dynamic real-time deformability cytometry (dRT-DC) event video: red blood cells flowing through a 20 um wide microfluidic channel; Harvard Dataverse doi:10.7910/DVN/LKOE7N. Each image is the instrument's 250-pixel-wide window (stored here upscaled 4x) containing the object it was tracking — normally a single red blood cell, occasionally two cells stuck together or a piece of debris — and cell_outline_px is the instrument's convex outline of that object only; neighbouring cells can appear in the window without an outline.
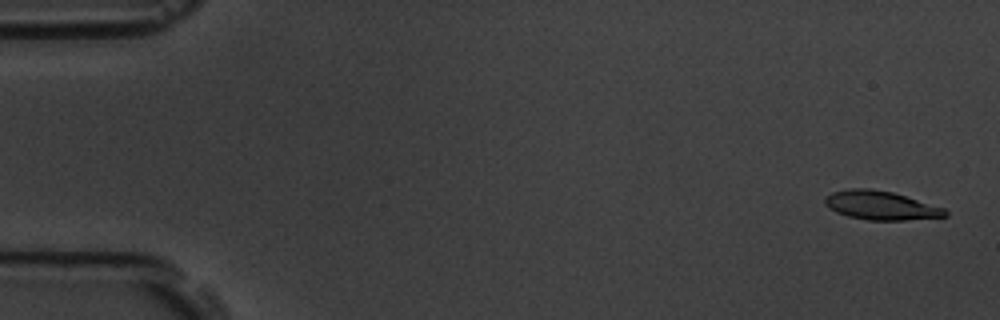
{"species": "common noctule bat (a hibernating species)", "species_latin": "Nyctalus noctula", "temperature_condition": "room temperature", "stored_images_in_passage": 5, "camera_frame_rate_fps": 3000, "um_per_image_px": 0.085, "animal": {"sex": "male", "body_mass_g": 19.5, "forearm_length_mm": 54.6}, "frame": {"image": 1, "passage_image": 1, "time_ms": 0.0, "image_size_px": [1000, 320], "cell_outline_px": [[948, 216], [904, 220], [868, 220], [848, 216], [836, 212], [828, 208], [824, 204], [824, 196], [832, 192], [848, 188], [868, 188], [892, 192], [944, 208], [948, 212]], "centroid_in_image_um": [74.81, 17.45], "position_along_channel_um": 10.2, "area_um2": 20.17}}
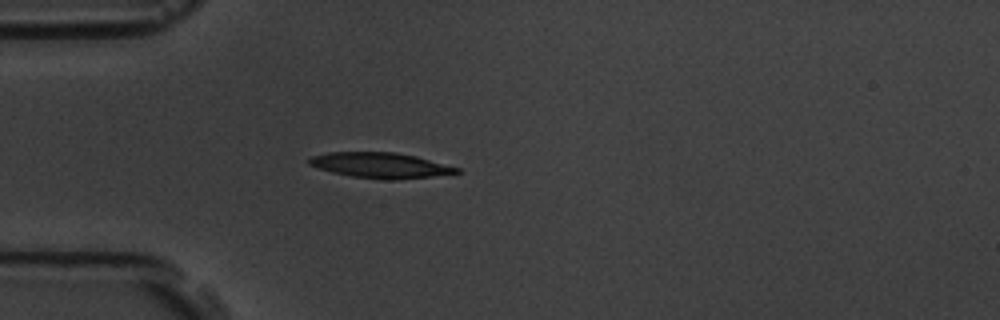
{"frame": {"image": 2, "passage_image": 5, "time_ms": 4.667, "image_size_px": [1000, 320], "cell_outline_px": [[460, 172], [432, 176], [396, 180], [384, 180], [352, 176], [332, 172], [308, 164], [308, 160], [312, 156], [328, 152], [396, 152], [416, 156], [460, 168]], "centroid_in_image_um": [32.34, 14.05], "position_along_channel_um": 52.7, "area_um2": 21.73}}